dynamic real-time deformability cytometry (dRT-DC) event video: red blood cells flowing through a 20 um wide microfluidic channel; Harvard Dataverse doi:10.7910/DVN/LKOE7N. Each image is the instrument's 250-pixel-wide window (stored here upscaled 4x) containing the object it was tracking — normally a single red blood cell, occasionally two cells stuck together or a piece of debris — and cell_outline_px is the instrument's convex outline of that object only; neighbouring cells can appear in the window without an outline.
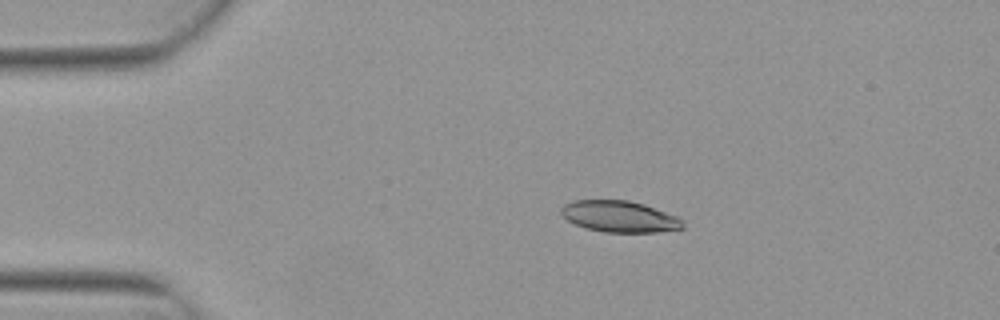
{"species": "Egyptian fruit bat (a non-hibernating species)", "species_latin": "Rousettus aegyptiacus", "temperature_condition": "warm", "stored_images_in_passage": 7, "camera_frame_rate_fps": 3000, "um_per_image_px": 0.085, "animal": {"sex": "female"}, "frame": {"image": 1, "passage_image": 2, "time_ms": 0.333, "image_size_px": [1000, 320], "cell_outline_px": [[684, 228], [656, 232], [604, 232], [588, 228], [576, 224], [568, 220], [560, 212], [560, 208], [564, 204], [572, 200], [628, 200], [644, 204], [676, 216], [684, 220]], "centroid_in_image_um": [52.67, 18.39], "position_along_channel_um": 32.3, "area_um2": 22.14}}
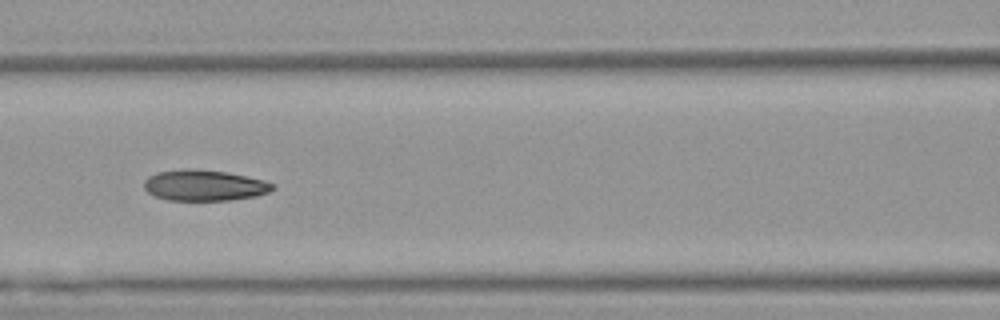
{"frame": {"image": 2, "passage_image": 5, "time_ms": 1.333, "image_size_px": [1000, 320], "cell_outline_px": [[276, 188], [268, 192], [256, 196], [232, 200], [168, 200], [156, 196], [148, 192], [144, 188], [144, 180], [148, 176], [156, 172], [180, 168], [188, 168], [224, 172], [264, 180], [276, 184]], "centroid_in_image_um": [17.36, 15.75], "position_along_channel_um": 149.2, "area_um2": 23.24}}
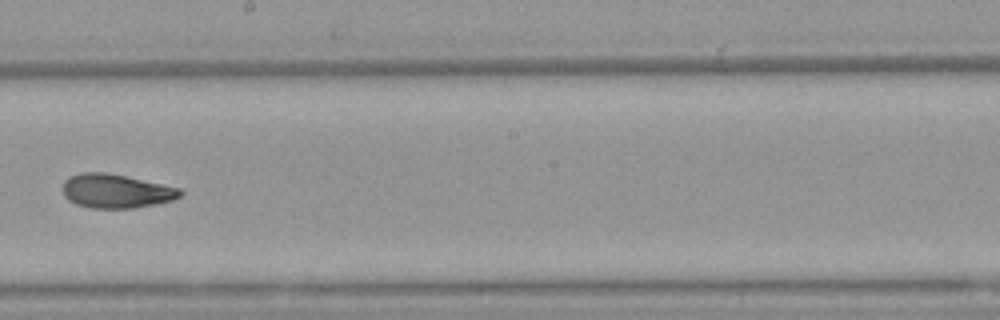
{"frame": {"image": 3, "passage_image": 7, "time_ms": 2.0, "image_size_px": [1000, 320], "cell_outline_px": [[184, 192], [180, 196], [172, 200], [156, 204], [132, 208], [88, 208], [76, 204], [68, 200], [64, 196], [64, 180], [68, 176], [80, 172], [104, 172], [124, 176], [180, 188]], "centroid_in_image_um": [9.83, 16.24], "position_along_channel_um": 238.4, "area_um2": 23.18}}